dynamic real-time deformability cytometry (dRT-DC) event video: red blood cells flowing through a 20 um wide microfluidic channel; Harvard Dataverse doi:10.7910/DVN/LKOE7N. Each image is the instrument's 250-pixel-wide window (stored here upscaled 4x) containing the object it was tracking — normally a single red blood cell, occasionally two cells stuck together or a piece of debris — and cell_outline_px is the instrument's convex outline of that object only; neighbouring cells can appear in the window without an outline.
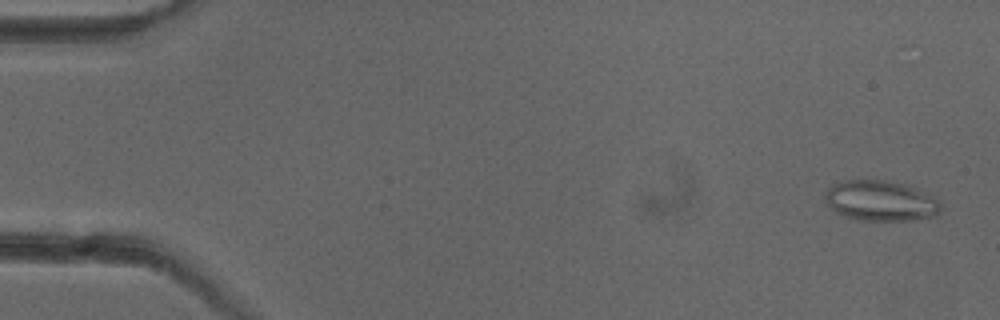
{"species": "common noctule bat (a hibernating species)", "species_latin": "Nyctalus noctula", "temperature_condition": "cold", "stored_images_in_passage": 52, "camera_frame_rate_fps": 3000, "um_per_image_px": 0.085, "animal": {"sex": "female"}, "frame": {"image": 1, "passage_image": 2, "time_ms": 0.333, "image_size_px": [1000, 320], "cell_outline_px": [[940, 208], [932, 216], [912, 220], [856, 220], [844, 216], [836, 212], [828, 204], [824, 196], [824, 192], [832, 184], [844, 180], [884, 180], [900, 184], [912, 188], [932, 196], [940, 204]], "centroid_in_image_um": [74.76, 17.07], "position_along_channel_um": 10.2, "area_um2": 26.7}}
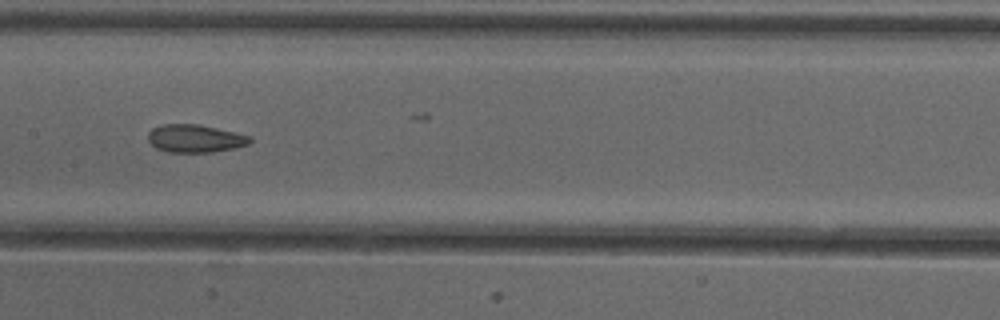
{"frame": {"image": 2, "passage_image": 26, "time_ms": 8.333, "image_size_px": [1000, 320], "cell_outline_px": [[252, 140], [248, 144], [236, 148], [212, 152], [168, 152], [156, 148], [148, 140], [148, 132], [152, 128], [160, 124], [200, 124], [252, 136]], "centroid_in_image_um": [16.59, 11.76], "position_along_channel_um": 190.8, "area_um2": 16.7}}
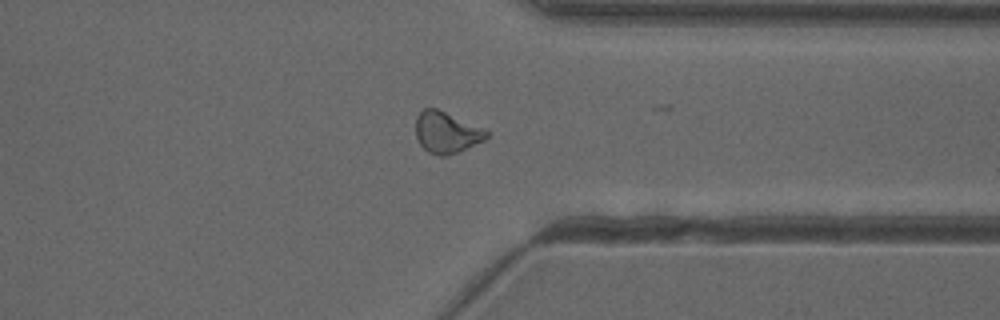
{"frame": {"image": 3, "passage_image": 40, "time_ms": 13.0, "image_size_px": [1000, 320], "cell_outline_px": [[488, 136], [484, 140], [448, 156], [440, 156], [428, 152], [416, 140], [416, 116], [424, 108], [436, 108], [480, 128], [488, 132]], "centroid_in_image_um": [37.89, 11.27], "position_along_channel_um": 373.5, "area_um2": 16.65}, "authors_computed_cell_mechanics": {"area_um2": 17.6579, "velocity_mm_per_s": 3.9837, "shape_relaxation_time_tau1_ms": null, "shape_relaxation_time_tau2_ms": 2.8605, "deformation_change_tau1": null, "deformation_change_tau2": 0.0779}}